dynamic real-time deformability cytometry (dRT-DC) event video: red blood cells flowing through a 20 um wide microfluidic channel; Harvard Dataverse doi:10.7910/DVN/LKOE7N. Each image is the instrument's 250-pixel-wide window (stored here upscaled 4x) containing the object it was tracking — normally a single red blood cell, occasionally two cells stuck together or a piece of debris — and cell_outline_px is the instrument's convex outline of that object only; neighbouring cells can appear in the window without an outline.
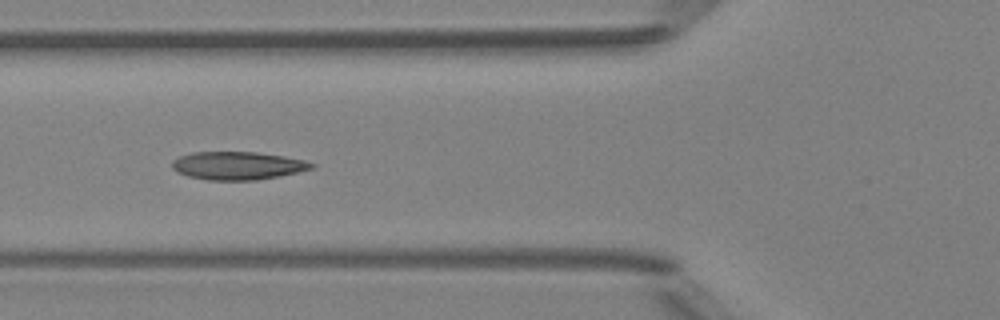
{"species": "Egyptian fruit bat (a non-hibernating species)", "species_latin": "Rousettus aegyptiacus", "temperature_condition": "room temperature", "stored_images_in_passage": 7, "camera_frame_rate_fps": 3000, "um_per_image_px": 0.085, "animal": {"sex": "female"}, "frame": {"image": 1, "passage_image": 5, "time_ms": 4.333, "image_size_px": [1000, 320], "cell_outline_px": [[316, 164], [312, 168], [296, 172], [256, 180], [208, 180], [188, 176], [176, 172], [172, 168], [172, 160], [180, 156], [192, 152], [256, 152], [284, 156], [304, 160]], "centroid_in_image_um": [20.15, 14.07], "position_along_channel_um": 105.6, "area_um2": 22.66}}
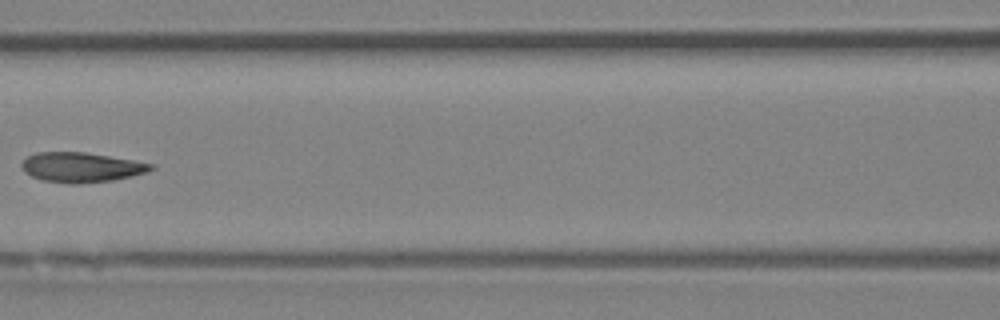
{"frame": {"image": 2, "passage_image": 6, "time_ms": 5.667, "image_size_px": [1000, 320], "cell_outline_px": [[156, 168], [148, 172], [132, 176], [112, 180], [80, 184], [68, 184], [44, 180], [32, 176], [24, 172], [20, 164], [28, 156], [36, 152], [84, 152], [156, 164]], "centroid_in_image_um": [6.93, 14.22], "position_along_channel_um": 159.7, "area_um2": 22.54}}
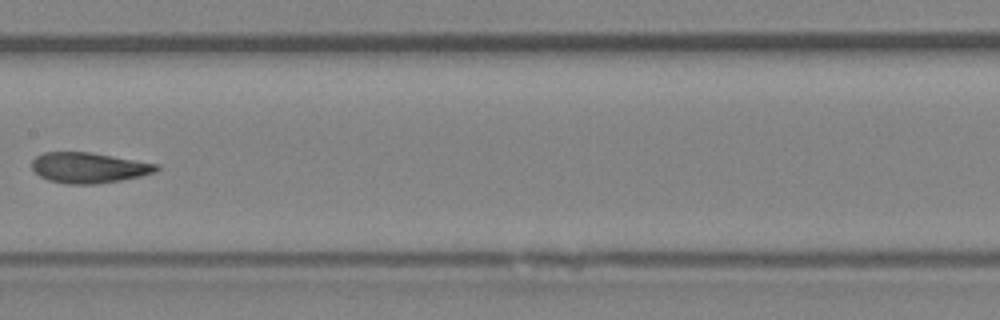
{"frame": {"image": 3, "passage_image": 7, "time_ms": 6.667, "image_size_px": [1000, 320], "cell_outline_px": [[160, 168], [156, 172], [140, 176], [120, 180], [96, 184], [68, 184], [48, 180], [40, 176], [32, 168], [32, 160], [36, 156], [44, 152], [92, 152], [160, 164]], "centroid_in_image_um": [7.57, 14.25], "position_along_channel_um": 199.8, "area_um2": 22.25}}